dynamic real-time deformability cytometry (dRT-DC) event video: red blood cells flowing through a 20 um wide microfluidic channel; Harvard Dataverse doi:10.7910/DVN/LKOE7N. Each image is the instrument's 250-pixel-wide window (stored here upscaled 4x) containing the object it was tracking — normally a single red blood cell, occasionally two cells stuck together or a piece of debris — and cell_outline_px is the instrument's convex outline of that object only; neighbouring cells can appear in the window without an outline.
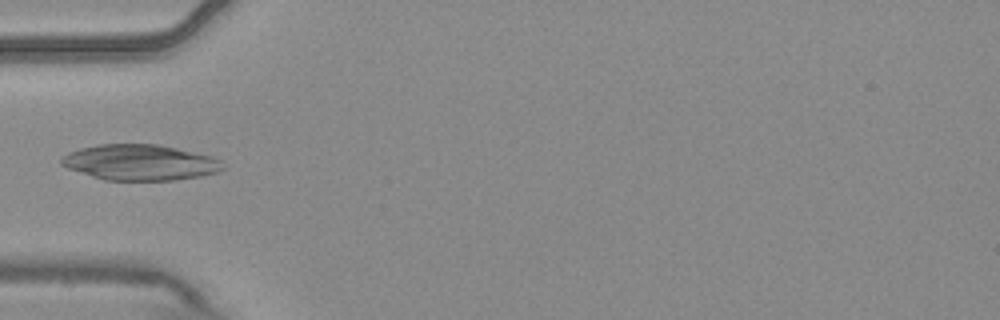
{"species": "common noctule bat (a hibernating species)", "species_latin": "Nyctalus noctula", "temperature_condition": "warm", "stored_images_in_passage": 4, "camera_frame_rate_fps": 3000, "um_per_image_px": 0.085, "animal": {"sex": "male", "body_mass_g": 20.4}, "frame": {"image": 1, "passage_image": 4, "time_ms": 1.0, "image_size_px": [1000, 320], "cell_outline_px": [[224, 168], [216, 172], [200, 176], [172, 180], [104, 180], [68, 168], [60, 164], [60, 160], [68, 152], [80, 148], [100, 144], [160, 144], [212, 156], [220, 160]], "centroid_in_image_um": [11.89, 13.8], "position_along_channel_um": 73.1, "area_um2": 33.47}}